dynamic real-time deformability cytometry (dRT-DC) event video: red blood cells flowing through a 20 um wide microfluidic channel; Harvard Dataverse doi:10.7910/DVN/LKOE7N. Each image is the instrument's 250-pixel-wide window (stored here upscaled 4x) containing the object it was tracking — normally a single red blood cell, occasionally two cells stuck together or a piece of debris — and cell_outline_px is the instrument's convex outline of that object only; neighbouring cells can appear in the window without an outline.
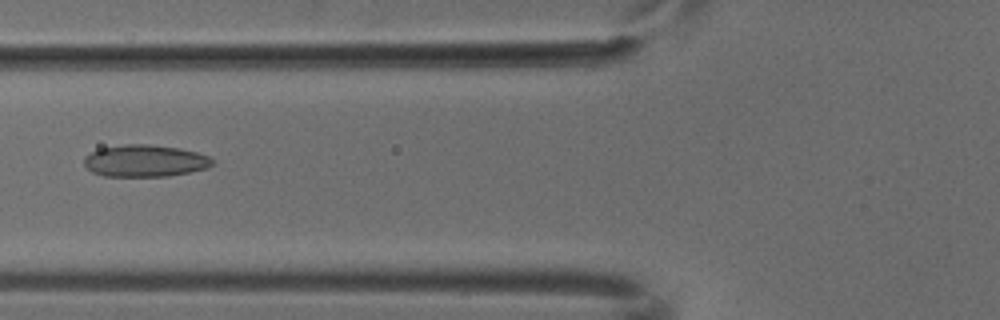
{"species": "common noctule bat (a hibernating species)", "species_latin": "Nyctalus noctula", "temperature_condition": "cold", "stored_images_in_passage": 6, "camera_frame_rate_fps": 3000, "um_per_image_px": 0.085, "animal": {"sex": "male", "body_mass_g": 18.8}, "frame": {"image": 1, "passage_image": 5, "time_ms": 1.333, "image_size_px": [1000, 320], "cell_outline_px": [[212, 164], [204, 168], [188, 172], [168, 176], [104, 176], [92, 172], [84, 164], [84, 156], [100, 148], [124, 144], [148, 144], [180, 148], [196, 152], [208, 156], [212, 160]], "centroid_in_image_um": [12.28, 13.66], "position_along_channel_um": 113.5, "area_um2": 23.7}}
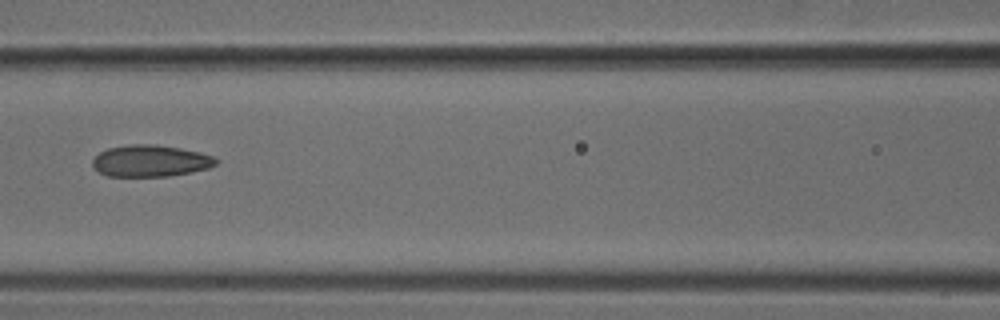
{"frame": {"image": 2, "passage_image": 6, "time_ms": 1.667, "image_size_px": [1000, 320], "cell_outline_px": [[220, 160], [216, 164], [208, 168], [192, 172], [168, 176], [108, 176], [100, 172], [92, 164], [92, 160], [100, 152], [108, 148], [128, 144], [156, 144], [180, 148], [200, 152], [212, 156]], "centroid_in_image_um": [12.81, 13.67], "position_along_channel_um": 153.8, "area_um2": 22.77}}